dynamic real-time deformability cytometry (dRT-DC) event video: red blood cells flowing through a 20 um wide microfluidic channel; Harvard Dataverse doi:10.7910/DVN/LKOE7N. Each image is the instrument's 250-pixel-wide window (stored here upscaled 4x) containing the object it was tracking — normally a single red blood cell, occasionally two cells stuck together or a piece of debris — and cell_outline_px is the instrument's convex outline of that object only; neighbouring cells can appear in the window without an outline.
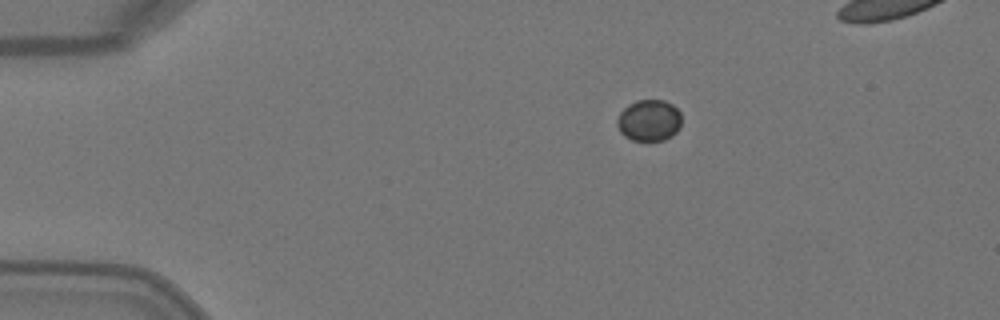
{"species": "Egyptian fruit bat (a non-hibernating species)", "species_latin": "Rousettus aegyptiacus", "temperature_condition": "warm", "stored_images_in_passage": 3, "camera_frame_rate_fps": 3000, "um_per_image_px": 0.085, "animal": {"sex": "female"}, "frame": {"image": 1, "passage_image": 1, "time_ms": 0.0, "image_size_px": [1000, 320], "cell_outline_px": [[680, 128], [672, 136], [664, 140], [632, 140], [624, 136], [620, 132], [616, 124], [616, 120], [620, 112], [628, 104], [636, 100], [664, 100], [672, 104], [680, 112]], "centroid_in_image_um": [55.15, 10.23], "position_along_channel_um": 29.8, "area_um2": 15.66}}